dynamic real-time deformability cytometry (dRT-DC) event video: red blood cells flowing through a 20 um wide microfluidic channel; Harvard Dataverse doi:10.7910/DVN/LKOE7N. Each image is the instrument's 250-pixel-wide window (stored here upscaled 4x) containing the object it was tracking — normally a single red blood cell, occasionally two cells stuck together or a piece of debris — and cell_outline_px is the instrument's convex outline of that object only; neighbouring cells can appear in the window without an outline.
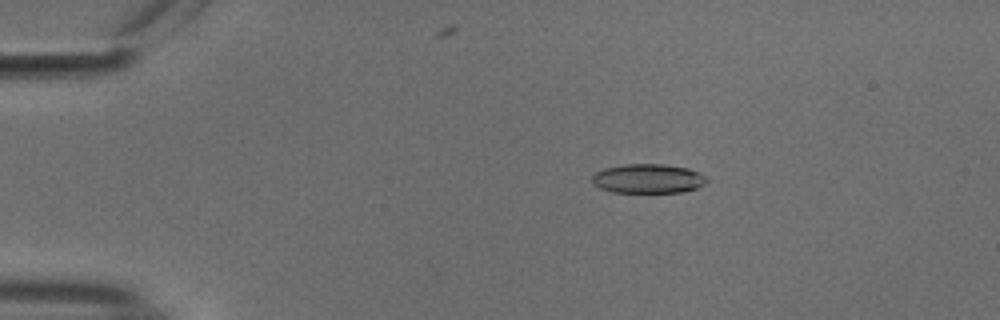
{"species": "common noctule bat (a hibernating species)", "species_latin": "Nyctalus noctula", "temperature_condition": "cold", "stored_images_in_passage": 52, "camera_frame_rate_fps": 3000, "um_per_image_px": 0.085, "animal": {"sex": "male", "body_mass_g": 18.8}, "frame": {"image": 1, "passage_image": 7, "time_ms": 2.0, "image_size_px": [1000, 320], "cell_outline_px": [[708, 180], [704, 184], [696, 188], [684, 192], [612, 192], [600, 188], [592, 184], [592, 176], [596, 172], [604, 168], [624, 164], [664, 164], [688, 168], [700, 172]], "centroid_in_image_um": [55.08, 15.18], "position_along_channel_um": 29.9, "area_um2": 19.65}}
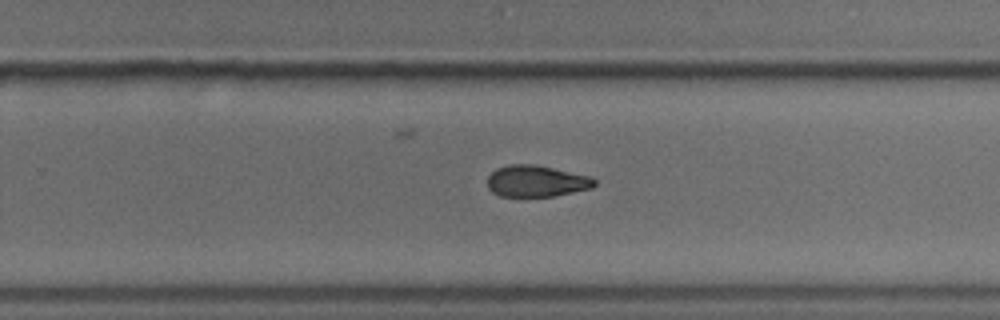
{"frame": {"image": 2, "passage_image": 32, "time_ms": 10.333, "image_size_px": [1000, 320], "cell_outline_px": [[596, 184], [592, 188], [556, 196], [500, 196], [492, 192], [488, 188], [488, 176], [496, 168], [508, 164], [536, 164], [592, 176], [596, 180]], "centroid_in_image_um": [45.61, 15.38], "position_along_channel_um": 284.2, "area_um2": 19.88}}
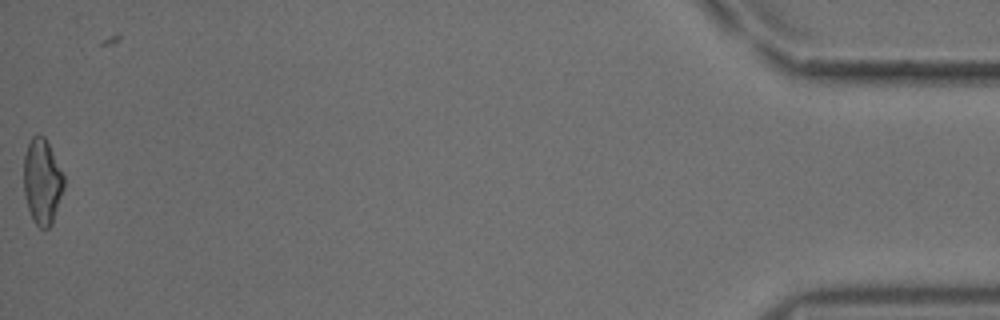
{"frame": {"image": 3, "passage_image": 51, "time_ms": 16.667, "image_size_px": [1000, 320], "cell_outline_px": [[64, 188], [52, 224], [48, 228], [40, 228], [32, 220], [28, 208], [24, 192], [24, 156], [28, 144], [32, 136], [44, 136], [64, 176]], "centroid_in_image_um": [3.58, 15.47], "position_along_channel_um": 431.6, "area_um2": 19.77}, "authors_computed_cell_mechanics": {"area_um2": 20.23, "velocity_mm_per_s": 3.7747, "shape_relaxation_time_tau1_ms": 6.4963, "shape_relaxation_time_tau2_ms": 4.2997, "deformation_change_tau1": 0.1605, "deformation_change_tau2": 0.1081}}